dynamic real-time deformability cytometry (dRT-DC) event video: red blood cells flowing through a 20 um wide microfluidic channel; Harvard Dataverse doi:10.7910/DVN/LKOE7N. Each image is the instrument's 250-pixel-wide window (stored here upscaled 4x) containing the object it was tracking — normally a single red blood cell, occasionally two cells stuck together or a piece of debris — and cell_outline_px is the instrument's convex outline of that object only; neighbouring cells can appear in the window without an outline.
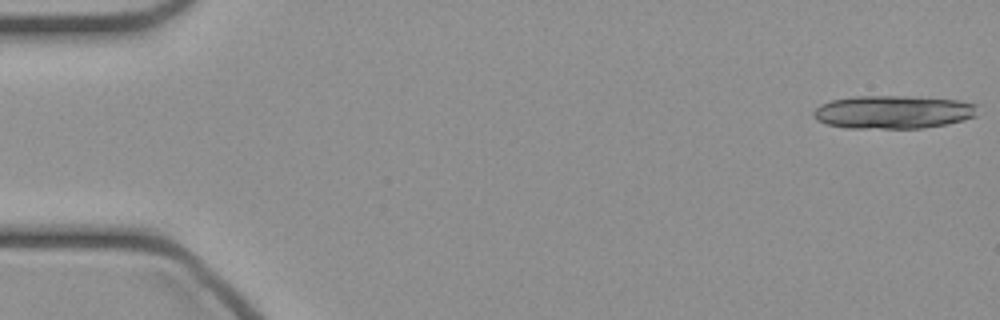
{"species": "common noctule bat (a hibernating species)", "species_latin": "Nyctalus noctula", "temperature_condition": "cold", "stored_images_in_passage": 16, "camera_frame_rate_fps": 3000, "um_per_image_px": 0.085, "animal": {"sex": "female", "body_mass_g": 21.9}, "frame": {"image": 1, "passage_image": 1, "time_ms": 0.0, "image_size_px": [1000, 320], "cell_outline_px": [[976, 116], [964, 120], [948, 124], [920, 128], [848, 128], [828, 124], [816, 120], [812, 116], [812, 112], [820, 104], [832, 100], [852, 96], [908, 96], [956, 100], [976, 104]], "centroid_in_image_um": [75.89, 9.52], "position_along_channel_um": 9.1, "area_um2": 31.79}}